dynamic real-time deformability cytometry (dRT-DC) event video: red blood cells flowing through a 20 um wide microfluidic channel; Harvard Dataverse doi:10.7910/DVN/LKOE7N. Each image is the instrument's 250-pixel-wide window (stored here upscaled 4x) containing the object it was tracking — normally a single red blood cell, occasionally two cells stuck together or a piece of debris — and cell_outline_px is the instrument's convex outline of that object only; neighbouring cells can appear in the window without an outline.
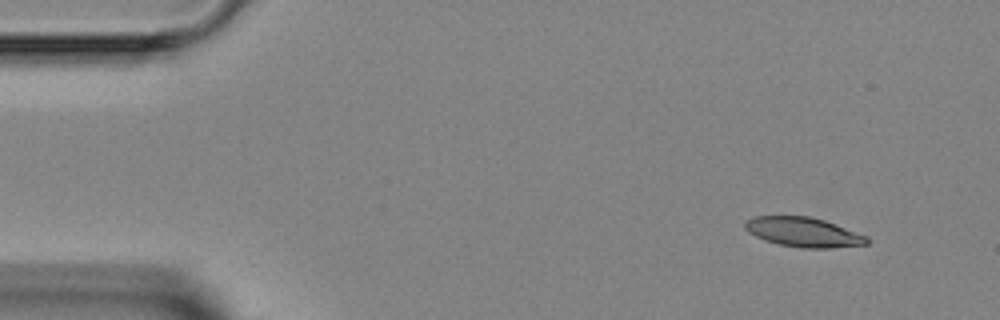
{"species": "Egyptian fruit bat (a non-hibernating species)", "species_latin": "Rousettus aegyptiacus", "temperature_condition": "room temperature", "stored_images_in_passage": 6, "camera_frame_rate_fps": 3000, "um_per_image_px": 0.085, "animal": {"sex": "female"}, "frame": {"image": 1, "passage_image": 1, "time_ms": 0.0, "image_size_px": [1000, 320], "cell_outline_px": [[868, 244], [832, 248], [800, 248], [780, 244], [764, 240], [748, 232], [744, 228], [744, 220], [756, 216], [808, 216], [824, 220], [836, 224], [868, 236]], "centroid_in_image_um": [68.28, 19.73], "position_along_channel_um": 16.7, "area_um2": 21.1}}
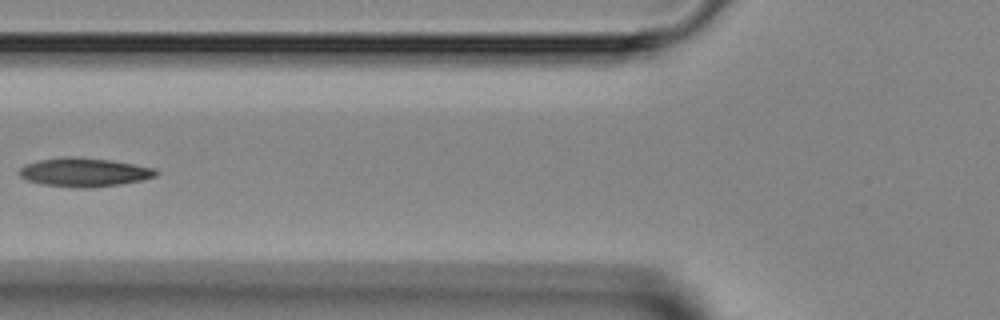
{"frame": {"image": 2, "passage_image": 5, "time_ms": 4.667, "image_size_px": [1000, 320], "cell_outline_px": [[160, 172], [156, 176], [144, 180], [120, 184], [84, 188], [80, 188], [40, 184], [24, 180], [16, 172], [24, 164], [40, 160], [112, 160], [156, 168]], "centroid_in_image_um": [7.19, 14.7], "position_along_channel_um": 118.6, "area_um2": 22.08}}
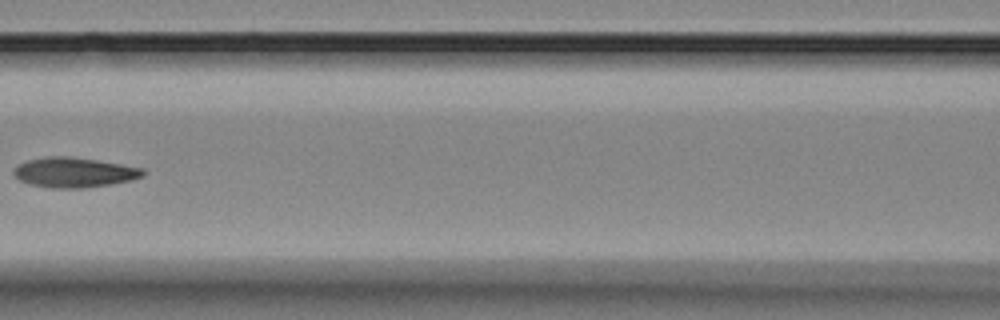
{"frame": {"image": 3, "passage_image": 6, "time_ms": 5.667, "image_size_px": [1000, 320], "cell_outline_px": [[148, 172], [144, 176], [132, 180], [112, 184], [84, 188], [52, 188], [28, 184], [20, 180], [12, 172], [20, 164], [28, 160], [48, 156], [68, 156], [96, 160], [144, 168]], "centroid_in_image_um": [6.35, 14.66], "position_along_channel_um": 160.2, "area_um2": 22.6}}